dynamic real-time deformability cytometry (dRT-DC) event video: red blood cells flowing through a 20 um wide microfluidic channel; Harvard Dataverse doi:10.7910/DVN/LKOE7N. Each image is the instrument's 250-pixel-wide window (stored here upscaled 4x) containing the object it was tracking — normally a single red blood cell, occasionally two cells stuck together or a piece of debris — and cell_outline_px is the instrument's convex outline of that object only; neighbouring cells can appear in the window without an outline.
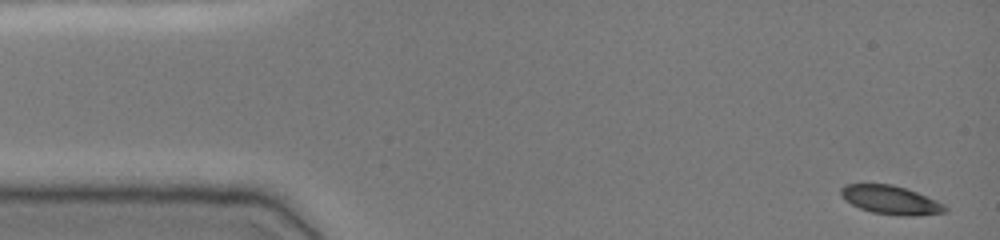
{"species": "common noctule bat (a hibernating species)", "species_latin": "Nyctalus noctula", "temperature_condition": "cold", "stored_images_in_passage": 46, "camera_frame_rate_fps": 3000, "um_per_image_px": 0.085, "animal": {"sex": "female", "body_mass_g": 19.0, "forearm_length_mm": 51.5}, "frame": {"image": 1, "passage_image": 1, "time_ms": 0.0, "image_size_px": [1000, 240], "cell_outline_px": [[948, 212], [916, 216], [900, 216], [872, 212], [860, 208], [844, 200], [840, 196], [840, 188], [844, 184], [892, 184], [916, 192], [936, 200], [944, 204], [948, 208]], "centroid_in_image_um": [75.71, 17.0], "position_along_channel_um": 9.3, "area_um2": 17.51}}
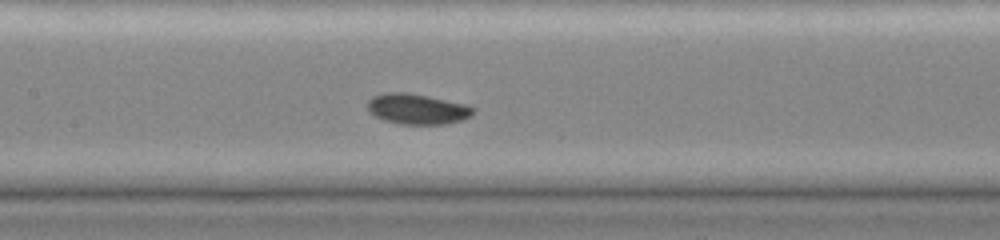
{"frame": {"image": 2, "passage_image": 22, "time_ms": 7.0, "image_size_px": [1000, 240], "cell_outline_px": [[476, 112], [472, 116], [464, 120], [444, 124], [400, 124], [384, 120], [368, 112], [368, 100], [372, 96], [384, 92], [408, 92], [468, 104], [476, 108]], "centroid_in_image_um": [35.51, 9.26], "position_along_channel_um": 171.9, "area_um2": 19.13}}
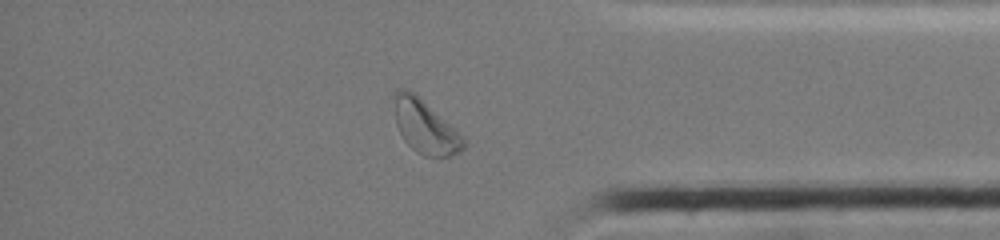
{"frame": {"image": 3, "passage_image": 40, "time_ms": 13.0, "image_size_px": [1000, 240], "cell_outline_px": [[464, 148], [460, 152], [440, 160], [424, 156], [416, 152], [404, 140], [396, 124], [392, 96], [392, 92], [396, 88], [408, 88], [464, 136]], "centroid_in_image_um": [36.11, 10.79], "position_along_channel_um": 399.1, "area_um2": 21.96}, "authors_computed_cell_mechanics": {"area_um2": 17.918, "velocity_mm_per_s": 3.9021, "shape_relaxation_time_tau1_ms": 1.2623, "shape_relaxation_time_tau2_ms": 8.5957, "deformation_change_tau1": 0.0788, "deformation_change_tau2": 0.1172}}